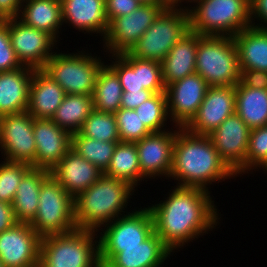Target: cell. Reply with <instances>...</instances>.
<instances>
[{"instance_id": "cell-36", "label": "cell", "mask_w": 267, "mask_h": 267, "mask_svg": "<svg viewBox=\"0 0 267 267\" xmlns=\"http://www.w3.org/2000/svg\"><path fill=\"white\" fill-rule=\"evenodd\" d=\"M139 118L151 133L168 130L169 116L165 92L155 93L151 98L135 108ZM168 121V122H167Z\"/></svg>"}, {"instance_id": "cell-10", "label": "cell", "mask_w": 267, "mask_h": 267, "mask_svg": "<svg viewBox=\"0 0 267 267\" xmlns=\"http://www.w3.org/2000/svg\"><path fill=\"white\" fill-rule=\"evenodd\" d=\"M165 9L163 5L142 4L132 13L114 18L102 39V52H107L106 55L129 52Z\"/></svg>"}, {"instance_id": "cell-18", "label": "cell", "mask_w": 267, "mask_h": 267, "mask_svg": "<svg viewBox=\"0 0 267 267\" xmlns=\"http://www.w3.org/2000/svg\"><path fill=\"white\" fill-rule=\"evenodd\" d=\"M41 238L29 223L21 222L0 233V260L3 267L39 263Z\"/></svg>"}, {"instance_id": "cell-33", "label": "cell", "mask_w": 267, "mask_h": 267, "mask_svg": "<svg viewBox=\"0 0 267 267\" xmlns=\"http://www.w3.org/2000/svg\"><path fill=\"white\" fill-rule=\"evenodd\" d=\"M123 89L117 74L107 65L99 71L92 99L94 109L106 113H115L121 108Z\"/></svg>"}, {"instance_id": "cell-34", "label": "cell", "mask_w": 267, "mask_h": 267, "mask_svg": "<svg viewBox=\"0 0 267 267\" xmlns=\"http://www.w3.org/2000/svg\"><path fill=\"white\" fill-rule=\"evenodd\" d=\"M118 142L97 141L78 133L72 135V149L103 173L106 171Z\"/></svg>"}, {"instance_id": "cell-5", "label": "cell", "mask_w": 267, "mask_h": 267, "mask_svg": "<svg viewBox=\"0 0 267 267\" xmlns=\"http://www.w3.org/2000/svg\"><path fill=\"white\" fill-rule=\"evenodd\" d=\"M190 30L230 36L251 26L250 0H202L189 11Z\"/></svg>"}, {"instance_id": "cell-19", "label": "cell", "mask_w": 267, "mask_h": 267, "mask_svg": "<svg viewBox=\"0 0 267 267\" xmlns=\"http://www.w3.org/2000/svg\"><path fill=\"white\" fill-rule=\"evenodd\" d=\"M235 113V86H212L206 91L196 116L185 127L197 135H209Z\"/></svg>"}, {"instance_id": "cell-17", "label": "cell", "mask_w": 267, "mask_h": 267, "mask_svg": "<svg viewBox=\"0 0 267 267\" xmlns=\"http://www.w3.org/2000/svg\"><path fill=\"white\" fill-rule=\"evenodd\" d=\"M177 128L179 127H173L172 125L171 129L151 133L135 142L143 182L145 179L147 182L148 178L150 181L151 179H162L164 177L169 180Z\"/></svg>"}, {"instance_id": "cell-12", "label": "cell", "mask_w": 267, "mask_h": 267, "mask_svg": "<svg viewBox=\"0 0 267 267\" xmlns=\"http://www.w3.org/2000/svg\"><path fill=\"white\" fill-rule=\"evenodd\" d=\"M134 208L98 231L99 248L138 247L154 232V222L149 207Z\"/></svg>"}, {"instance_id": "cell-29", "label": "cell", "mask_w": 267, "mask_h": 267, "mask_svg": "<svg viewBox=\"0 0 267 267\" xmlns=\"http://www.w3.org/2000/svg\"><path fill=\"white\" fill-rule=\"evenodd\" d=\"M240 70L267 71V30L250 26L233 36Z\"/></svg>"}, {"instance_id": "cell-52", "label": "cell", "mask_w": 267, "mask_h": 267, "mask_svg": "<svg viewBox=\"0 0 267 267\" xmlns=\"http://www.w3.org/2000/svg\"><path fill=\"white\" fill-rule=\"evenodd\" d=\"M263 171H265L267 174V165L264 167Z\"/></svg>"}, {"instance_id": "cell-27", "label": "cell", "mask_w": 267, "mask_h": 267, "mask_svg": "<svg viewBox=\"0 0 267 267\" xmlns=\"http://www.w3.org/2000/svg\"><path fill=\"white\" fill-rule=\"evenodd\" d=\"M17 18L28 26L46 32L60 43L59 36L64 27L60 0H23Z\"/></svg>"}, {"instance_id": "cell-2", "label": "cell", "mask_w": 267, "mask_h": 267, "mask_svg": "<svg viewBox=\"0 0 267 267\" xmlns=\"http://www.w3.org/2000/svg\"><path fill=\"white\" fill-rule=\"evenodd\" d=\"M236 177L220 159L208 135H197L186 128H177L170 181L177 182V186L209 191L211 187L208 186L217 181L222 183L225 179Z\"/></svg>"}, {"instance_id": "cell-51", "label": "cell", "mask_w": 267, "mask_h": 267, "mask_svg": "<svg viewBox=\"0 0 267 267\" xmlns=\"http://www.w3.org/2000/svg\"><path fill=\"white\" fill-rule=\"evenodd\" d=\"M104 267H114L110 262H100Z\"/></svg>"}, {"instance_id": "cell-43", "label": "cell", "mask_w": 267, "mask_h": 267, "mask_svg": "<svg viewBox=\"0 0 267 267\" xmlns=\"http://www.w3.org/2000/svg\"><path fill=\"white\" fill-rule=\"evenodd\" d=\"M250 6L251 26L267 30V0H250Z\"/></svg>"}, {"instance_id": "cell-13", "label": "cell", "mask_w": 267, "mask_h": 267, "mask_svg": "<svg viewBox=\"0 0 267 267\" xmlns=\"http://www.w3.org/2000/svg\"><path fill=\"white\" fill-rule=\"evenodd\" d=\"M11 46L22 66L43 69L49 58L58 50V43L46 32L21 22L17 17L7 19Z\"/></svg>"}, {"instance_id": "cell-41", "label": "cell", "mask_w": 267, "mask_h": 267, "mask_svg": "<svg viewBox=\"0 0 267 267\" xmlns=\"http://www.w3.org/2000/svg\"><path fill=\"white\" fill-rule=\"evenodd\" d=\"M141 5L142 3L139 0H105L106 18L110 23L118 16L132 13Z\"/></svg>"}, {"instance_id": "cell-37", "label": "cell", "mask_w": 267, "mask_h": 267, "mask_svg": "<svg viewBox=\"0 0 267 267\" xmlns=\"http://www.w3.org/2000/svg\"><path fill=\"white\" fill-rule=\"evenodd\" d=\"M267 165V126L250 130L244 174H252Z\"/></svg>"}, {"instance_id": "cell-23", "label": "cell", "mask_w": 267, "mask_h": 267, "mask_svg": "<svg viewBox=\"0 0 267 267\" xmlns=\"http://www.w3.org/2000/svg\"><path fill=\"white\" fill-rule=\"evenodd\" d=\"M50 174L75 198L95 183L103 172L71 148L50 170Z\"/></svg>"}, {"instance_id": "cell-21", "label": "cell", "mask_w": 267, "mask_h": 267, "mask_svg": "<svg viewBox=\"0 0 267 267\" xmlns=\"http://www.w3.org/2000/svg\"><path fill=\"white\" fill-rule=\"evenodd\" d=\"M36 142L35 168L51 170L72 148V133L60 128L52 119L34 118Z\"/></svg>"}, {"instance_id": "cell-42", "label": "cell", "mask_w": 267, "mask_h": 267, "mask_svg": "<svg viewBox=\"0 0 267 267\" xmlns=\"http://www.w3.org/2000/svg\"><path fill=\"white\" fill-rule=\"evenodd\" d=\"M240 81L249 88L267 90V71L261 70H241Z\"/></svg>"}, {"instance_id": "cell-31", "label": "cell", "mask_w": 267, "mask_h": 267, "mask_svg": "<svg viewBox=\"0 0 267 267\" xmlns=\"http://www.w3.org/2000/svg\"><path fill=\"white\" fill-rule=\"evenodd\" d=\"M103 175L128 183L134 189L142 182L138 152L133 142H118Z\"/></svg>"}, {"instance_id": "cell-7", "label": "cell", "mask_w": 267, "mask_h": 267, "mask_svg": "<svg viewBox=\"0 0 267 267\" xmlns=\"http://www.w3.org/2000/svg\"><path fill=\"white\" fill-rule=\"evenodd\" d=\"M68 52L55 50L42 70L63 88L65 94L92 95L105 60L83 48Z\"/></svg>"}, {"instance_id": "cell-14", "label": "cell", "mask_w": 267, "mask_h": 267, "mask_svg": "<svg viewBox=\"0 0 267 267\" xmlns=\"http://www.w3.org/2000/svg\"><path fill=\"white\" fill-rule=\"evenodd\" d=\"M107 56L111 59L107 65L117 74L123 91L147 89L154 94L165 92L161 62L141 60L128 52Z\"/></svg>"}, {"instance_id": "cell-40", "label": "cell", "mask_w": 267, "mask_h": 267, "mask_svg": "<svg viewBox=\"0 0 267 267\" xmlns=\"http://www.w3.org/2000/svg\"><path fill=\"white\" fill-rule=\"evenodd\" d=\"M21 67L22 65L11 46L7 20H0V73Z\"/></svg>"}, {"instance_id": "cell-15", "label": "cell", "mask_w": 267, "mask_h": 267, "mask_svg": "<svg viewBox=\"0 0 267 267\" xmlns=\"http://www.w3.org/2000/svg\"><path fill=\"white\" fill-rule=\"evenodd\" d=\"M208 88L196 72L168 85L165 93L170 124L185 128L196 116Z\"/></svg>"}, {"instance_id": "cell-48", "label": "cell", "mask_w": 267, "mask_h": 267, "mask_svg": "<svg viewBox=\"0 0 267 267\" xmlns=\"http://www.w3.org/2000/svg\"><path fill=\"white\" fill-rule=\"evenodd\" d=\"M142 4L162 5V0H139Z\"/></svg>"}, {"instance_id": "cell-38", "label": "cell", "mask_w": 267, "mask_h": 267, "mask_svg": "<svg viewBox=\"0 0 267 267\" xmlns=\"http://www.w3.org/2000/svg\"><path fill=\"white\" fill-rule=\"evenodd\" d=\"M32 168L26 163L0 162V201L12 204L24 175Z\"/></svg>"}, {"instance_id": "cell-39", "label": "cell", "mask_w": 267, "mask_h": 267, "mask_svg": "<svg viewBox=\"0 0 267 267\" xmlns=\"http://www.w3.org/2000/svg\"><path fill=\"white\" fill-rule=\"evenodd\" d=\"M114 114L120 141L135 143L151 134L139 118V114L136 113L135 109L120 108Z\"/></svg>"}, {"instance_id": "cell-26", "label": "cell", "mask_w": 267, "mask_h": 267, "mask_svg": "<svg viewBox=\"0 0 267 267\" xmlns=\"http://www.w3.org/2000/svg\"><path fill=\"white\" fill-rule=\"evenodd\" d=\"M201 36L190 30L176 42L161 62L162 79L166 87L196 72V53Z\"/></svg>"}, {"instance_id": "cell-25", "label": "cell", "mask_w": 267, "mask_h": 267, "mask_svg": "<svg viewBox=\"0 0 267 267\" xmlns=\"http://www.w3.org/2000/svg\"><path fill=\"white\" fill-rule=\"evenodd\" d=\"M65 96L63 88L42 69L34 70L27 112L35 119H51Z\"/></svg>"}, {"instance_id": "cell-46", "label": "cell", "mask_w": 267, "mask_h": 267, "mask_svg": "<svg viewBox=\"0 0 267 267\" xmlns=\"http://www.w3.org/2000/svg\"><path fill=\"white\" fill-rule=\"evenodd\" d=\"M16 223L12 204L0 201V233L10 229Z\"/></svg>"}, {"instance_id": "cell-1", "label": "cell", "mask_w": 267, "mask_h": 267, "mask_svg": "<svg viewBox=\"0 0 267 267\" xmlns=\"http://www.w3.org/2000/svg\"><path fill=\"white\" fill-rule=\"evenodd\" d=\"M157 204L148 205L154 231L173 253L183 249L220 224V210L211 192L202 188L175 186ZM176 250V251H175Z\"/></svg>"}, {"instance_id": "cell-35", "label": "cell", "mask_w": 267, "mask_h": 267, "mask_svg": "<svg viewBox=\"0 0 267 267\" xmlns=\"http://www.w3.org/2000/svg\"><path fill=\"white\" fill-rule=\"evenodd\" d=\"M79 135L105 142H120L114 113L93 110L83 122Z\"/></svg>"}, {"instance_id": "cell-32", "label": "cell", "mask_w": 267, "mask_h": 267, "mask_svg": "<svg viewBox=\"0 0 267 267\" xmlns=\"http://www.w3.org/2000/svg\"><path fill=\"white\" fill-rule=\"evenodd\" d=\"M94 110L92 95L65 94L61 105L51 118L60 128L77 133Z\"/></svg>"}, {"instance_id": "cell-44", "label": "cell", "mask_w": 267, "mask_h": 267, "mask_svg": "<svg viewBox=\"0 0 267 267\" xmlns=\"http://www.w3.org/2000/svg\"><path fill=\"white\" fill-rule=\"evenodd\" d=\"M154 95L150 90L143 89L139 91H123L121 99V108L135 109L141 103Z\"/></svg>"}, {"instance_id": "cell-22", "label": "cell", "mask_w": 267, "mask_h": 267, "mask_svg": "<svg viewBox=\"0 0 267 267\" xmlns=\"http://www.w3.org/2000/svg\"><path fill=\"white\" fill-rule=\"evenodd\" d=\"M62 22L84 34H97L104 39L109 22L105 13V0H60ZM69 24V25H68Z\"/></svg>"}, {"instance_id": "cell-8", "label": "cell", "mask_w": 267, "mask_h": 267, "mask_svg": "<svg viewBox=\"0 0 267 267\" xmlns=\"http://www.w3.org/2000/svg\"><path fill=\"white\" fill-rule=\"evenodd\" d=\"M29 224L41 237L77 229L74 198L51 174L41 184L38 210Z\"/></svg>"}, {"instance_id": "cell-47", "label": "cell", "mask_w": 267, "mask_h": 267, "mask_svg": "<svg viewBox=\"0 0 267 267\" xmlns=\"http://www.w3.org/2000/svg\"><path fill=\"white\" fill-rule=\"evenodd\" d=\"M202 0H176L171 6L170 8L172 9H175V10H183V11H186V12H189L190 10H192V8H194V6H196L199 2H201ZM187 4L184 5V4ZM192 4H193V7H192ZM195 4V5H194ZM184 5V6H183Z\"/></svg>"}, {"instance_id": "cell-4", "label": "cell", "mask_w": 267, "mask_h": 267, "mask_svg": "<svg viewBox=\"0 0 267 267\" xmlns=\"http://www.w3.org/2000/svg\"><path fill=\"white\" fill-rule=\"evenodd\" d=\"M39 262L40 267H96L100 264L98 232L77 228L42 237Z\"/></svg>"}, {"instance_id": "cell-20", "label": "cell", "mask_w": 267, "mask_h": 267, "mask_svg": "<svg viewBox=\"0 0 267 267\" xmlns=\"http://www.w3.org/2000/svg\"><path fill=\"white\" fill-rule=\"evenodd\" d=\"M173 253L154 231L147 239L132 248H99L100 262L114 267H163Z\"/></svg>"}, {"instance_id": "cell-49", "label": "cell", "mask_w": 267, "mask_h": 267, "mask_svg": "<svg viewBox=\"0 0 267 267\" xmlns=\"http://www.w3.org/2000/svg\"><path fill=\"white\" fill-rule=\"evenodd\" d=\"M176 0H162V5L167 9L175 2Z\"/></svg>"}, {"instance_id": "cell-11", "label": "cell", "mask_w": 267, "mask_h": 267, "mask_svg": "<svg viewBox=\"0 0 267 267\" xmlns=\"http://www.w3.org/2000/svg\"><path fill=\"white\" fill-rule=\"evenodd\" d=\"M34 117L27 111L0 117V151L3 160L35 168Z\"/></svg>"}, {"instance_id": "cell-28", "label": "cell", "mask_w": 267, "mask_h": 267, "mask_svg": "<svg viewBox=\"0 0 267 267\" xmlns=\"http://www.w3.org/2000/svg\"><path fill=\"white\" fill-rule=\"evenodd\" d=\"M50 175V170L31 168L22 178L12 202L17 222L30 223L38 210L39 193L42 182Z\"/></svg>"}, {"instance_id": "cell-45", "label": "cell", "mask_w": 267, "mask_h": 267, "mask_svg": "<svg viewBox=\"0 0 267 267\" xmlns=\"http://www.w3.org/2000/svg\"><path fill=\"white\" fill-rule=\"evenodd\" d=\"M23 0H0V20L18 17Z\"/></svg>"}, {"instance_id": "cell-6", "label": "cell", "mask_w": 267, "mask_h": 267, "mask_svg": "<svg viewBox=\"0 0 267 267\" xmlns=\"http://www.w3.org/2000/svg\"><path fill=\"white\" fill-rule=\"evenodd\" d=\"M196 73L209 87L236 86L241 70L234 38L202 35L196 53Z\"/></svg>"}, {"instance_id": "cell-24", "label": "cell", "mask_w": 267, "mask_h": 267, "mask_svg": "<svg viewBox=\"0 0 267 267\" xmlns=\"http://www.w3.org/2000/svg\"><path fill=\"white\" fill-rule=\"evenodd\" d=\"M34 70L22 66L0 73V117L27 111Z\"/></svg>"}, {"instance_id": "cell-16", "label": "cell", "mask_w": 267, "mask_h": 267, "mask_svg": "<svg viewBox=\"0 0 267 267\" xmlns=\"http://www.w3.org/2000/svg\"><path fill=\"white\" fill-rule=\"evenodd\" d=\"M250 128L236 114L227 117L208 136L220 159L236 175L244 174Z\"/></svg>"}, {"instance_id": "cell-30", "label": "cell", "mask_w": 267, "mask_h": 267, "mask_svg": "<svg viewBox=\"0 0 267 267\" xmlns=\"http://www.w3.org/2000/svg\"><path fill=\"white\" fill-rule=\"evenodd\" d=\"M235 113L250 129L267 126V90L235 86Z\"/></svg>"}, {"instance_id": "cell-3", "label": "cell", "mask_w": 267, "mask_h": 267, "mask_svg": "<svg viewBox=\"0 0 267 267\" xmlns=\"http://www.w3.org/2000/svg\"><path fill=\"white\" fill-rule=\"evenodd\" d=\"M137 189L124 181L102 175L74 198L77 228L98 232L106 224L128 213V203Z\"/></svg>"}, {"instance_id": "cell-53", "label": "cell", "mask_w": 267, "mask_h": 267, "mask_svg": "<svg viewBox=\"0 0 267 267\" xmlns=\"http://www.w3.org/2000/svg\"><path fill=\"white\" fill-rule=\"evenodd\" d=\"M96 267H104L101 263L99 265H97Z\"/></svg>"}, {"instance_id": "cell-50", "label": "cell", "mask_w": 267, "mask_h": 267, "mask_svg": "<svg viewBox=\"0 0 267 267\" xmlns=\"http://www.w3.org/2000/svg\"><path fill=\"white\" fill-rule=\"evenodd\" d=\"M20 267H40V262L36 264H28V265L20 266Z\"/></svg>"}, {"instance_id": "cell-9", "label": "cell", "mask_w": 267, "mask_h": 267, "mask_svg": "<svg viewBox=\"0 0 267 267\" xmlns=\"http://www.w3.org/2000/svg\"><path fill=\"white\" fill-rule=\"evenodd\" d=\"M189 31V12L167 8L128 53L141 60L162 62L176 42Z\"/></svg>"}]
</instances>
